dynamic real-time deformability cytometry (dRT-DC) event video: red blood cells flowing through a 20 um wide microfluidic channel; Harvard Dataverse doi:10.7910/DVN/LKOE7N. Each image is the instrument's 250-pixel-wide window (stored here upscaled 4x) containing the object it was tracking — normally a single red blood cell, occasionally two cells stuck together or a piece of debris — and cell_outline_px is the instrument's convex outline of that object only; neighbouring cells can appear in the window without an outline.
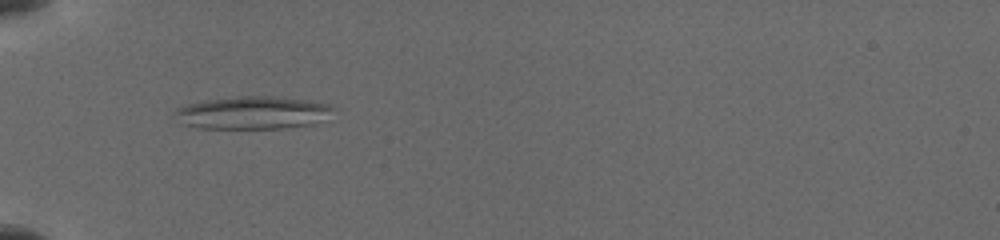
{"species": "common noctule bat (a hibernating species)", "species_latin": "Nyctalus noctula", "temperature_condition": "cold", "stored_images_in_passage": 53, "camera_frame_rate_fps": 3000, "um_per_image_px": 0.085, "animal": {"sex": "female", "body_mass_g": 19.5, "forearm_length_mm": 54.1}, "frame": {"image": 1, "passage_image": 19, "time_ms": 6.333, "image_size_px": [1000, 240], "cell_outline_px": [[336, 108], [312, 124], [280, 128], [196, 128], [180, 124], [172, 112], [176, 108], [188, 104], [208, 100], [240, 96], [268, 96], [300, 100], [328, 104]], "centroid_in_image_um": [21.34, 9.59], "position_along_channel_um": 63.7, "area_um2": 29.71}}
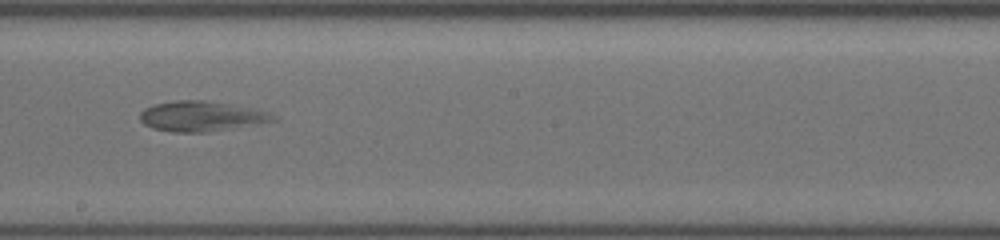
{"frame": {"image": 2, "passage_image": 32, "time_ms": 11.0, "image_size_px": [1000, 240], "cell_outline_px": [[276, 120], [208, 132], [172, 132], [152, 128], [144, 124], [140, 120], [140, 112], [144, 108], [156, 104], [176, 100], [204, 100], [232, 104], [272, 112], [276, 116]], "centroid_in_image_um": [17.1, 9.87], "position_along_channel_um": 231.1, "area_um2": 23.35}}
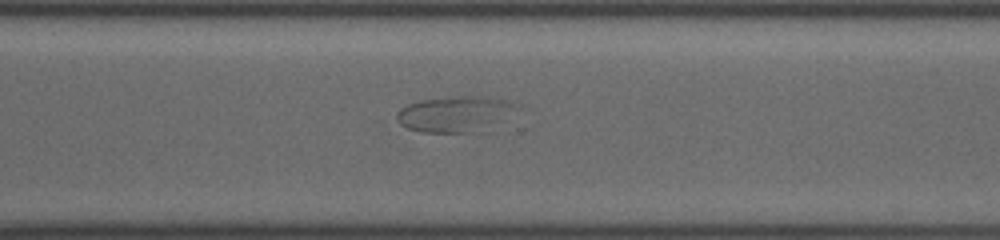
{"frame": {"image": 3, "passage_image": 40, "time_ms": 13.667, "image_size_px": [1000, 240], "cell_outline_px": [[528, 108], [472, 132], [420, 132], [408, 128], [396, 116], [396, 112], [400, 108], [408, 104], [420, 100], [460, 96], [484, 96], [524, 104]], "centroid_in_image_um": [38.79, 9.65], "position_along_channel_um": 331.8, "area_um2": 24.91}}